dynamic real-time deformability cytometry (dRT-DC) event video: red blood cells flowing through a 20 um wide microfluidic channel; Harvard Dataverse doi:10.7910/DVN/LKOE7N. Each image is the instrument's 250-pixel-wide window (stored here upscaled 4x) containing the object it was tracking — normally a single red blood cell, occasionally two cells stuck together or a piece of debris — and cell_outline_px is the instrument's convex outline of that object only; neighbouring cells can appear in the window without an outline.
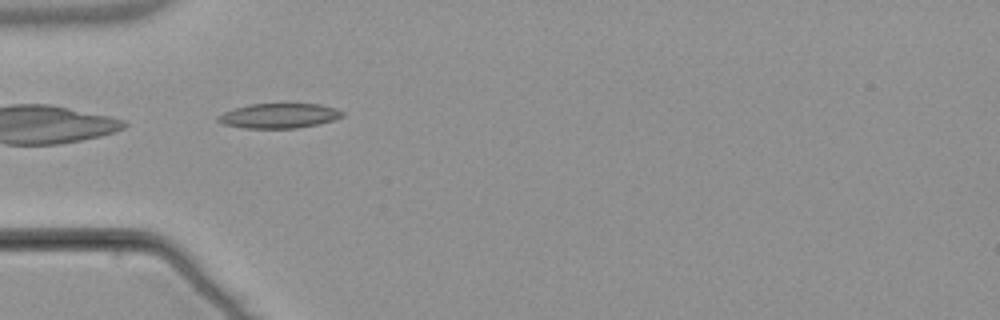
{"species": "common noctule bat (a hibernating species)", "species_latin": "Nyctalus noctula", "temperature_condition": "warm", "stored_images_in_passage": 38, "camera_frame_rate_fps": 3000, "um_per_image_px": 0.085, "animal": {"sex": "male", "body_mass_g": 21.5, "forearm_length_mm": 52.0}, "frame": {"image": 1, "passage_image": 1, "time_ms": 0.0, "image_size_px": [1000, 320], "cell_outline_px": [[344, 116], [332, 120], [316, 124], [296, 128], [244, 128], [224, 124], [216, 120], [216, 116], [224, 112], [248, 104], [320, 104], [336, 108], [344, 112]], "centroid_in_image_um": [23.71, 9.83], "position_along_channel_um": 61.3, "area_um2": 17.86}}
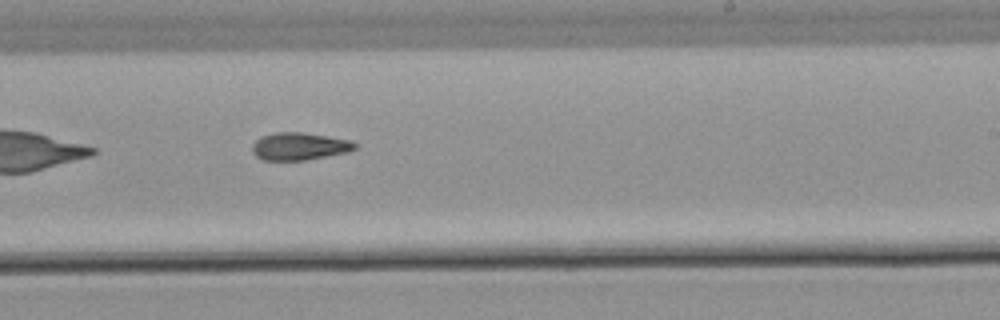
{"frame": {"image": 2, "passage_image": 17, "time_ms": 5.333, "image_size_px": [1000, 320], "cell_outline_px": [[356, 148], [348, 152], [304, 160], [264, 160], [256, 156], [252, 152], [252, 144], [260, 136], [276, 132], [300, 132], [352, 140], [356, 144]], "centroid_in_image_um": [25.42, 12.43], "position_along_channel_um": 263.6, "area_um2": 16.42}}
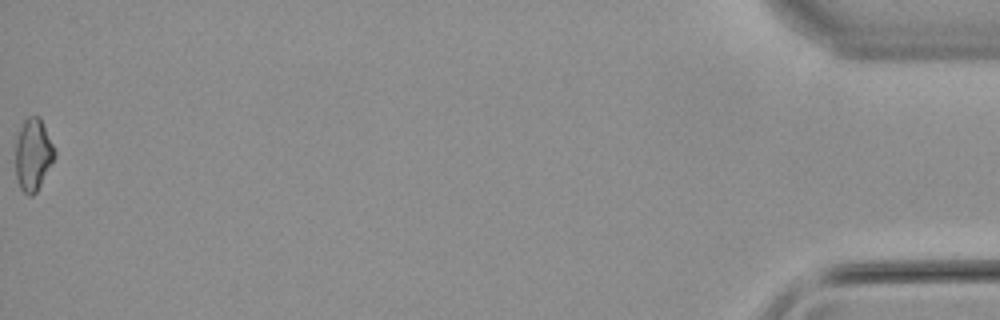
{"frame": {"image": 3, "passage_image": 38, "time_ms": 12.333, "image_size_px": [1000, 320], "cell_outline_px": [[56, 156], [36, 192], [32, 196], [28, 196], [20, 188], [16, 176], [16, 140], [20, 128], [24, 120], [28, 116], [40, 116], [56, 148]], "centroid_in_image_um": [2.84, 13.12], "position_along_channel_um": 432.4, "area_um2": 16.59}}